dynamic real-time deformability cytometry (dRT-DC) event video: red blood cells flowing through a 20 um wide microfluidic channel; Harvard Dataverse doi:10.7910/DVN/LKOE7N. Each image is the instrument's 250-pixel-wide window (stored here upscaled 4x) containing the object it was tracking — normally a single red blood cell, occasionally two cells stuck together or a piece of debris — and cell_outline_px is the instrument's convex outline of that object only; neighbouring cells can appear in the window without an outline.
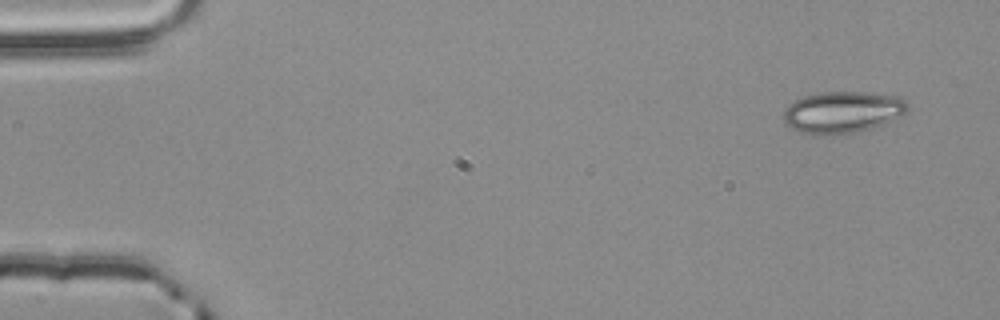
{"species": "common noctule bat (a hibernating species)", "species_latin": "Nyctalus noctula", "temperature_condition": "room temperature", "stored_images_in_passage": 2, "camera_frame_rate_fps": 3000, "um_per_image_px": 0.085, "animal": {"sex": "male", "body_mass_g": 20.4}, "frame": {"image": 1, "passage_image": 2, "time_ms": 0.333, "image_size_px": [1000, 320], "cell_outline_px": [[908, 112], [900, 116], [872, 128], [852, 132], [824, 136], [816, 136], [800, 132], [792, 128], [784, 120], [784, 108], [792, 100], [804, 96], [820, 92], [872, 92], [904, 96], [908, 104]], "centroid_in_image_um": [71.63, 9.52], "position_along_channel_um": 13.4, "area_um2": 30.63}}